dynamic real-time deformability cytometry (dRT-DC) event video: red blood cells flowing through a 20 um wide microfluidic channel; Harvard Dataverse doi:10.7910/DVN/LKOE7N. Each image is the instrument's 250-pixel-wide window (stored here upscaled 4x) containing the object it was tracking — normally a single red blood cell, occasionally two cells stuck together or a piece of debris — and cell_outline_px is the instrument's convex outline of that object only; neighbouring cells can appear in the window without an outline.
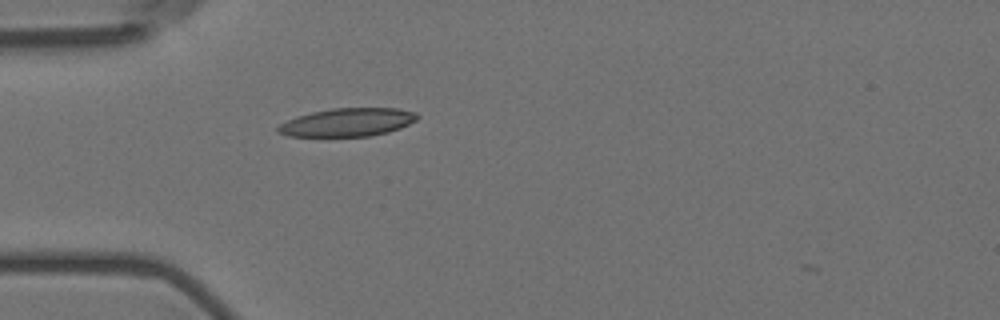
{"species": "Egyptian fruit bat (a non-hibernating species)", "species_latin": "Rousettus aegyptiacus", "temperature_condition": "room temperature", "stored_images_in_passage": 43, "camera_frame_rate_fps": 3000, "um_per_image_px": 0.085, "animal": {"sex": "female"}, "frame": {"image": 1, "passage_image": 3, "time_ms": 0.667, "image_size_px": [1000, 320], "cell_outline_px": [[420, 116], [416, 120], [400, 128], [388, 132], [368, 136], [288, 136], [276, 132], [276, 128], [280, 124], [296, 116], [312, 112], [332, 108], [396, 108], [416, 112]], "centroid_in_image_um": [29.53, 10.39], "position_along_channel_um": 55.5, "area_um2": 22.89}}
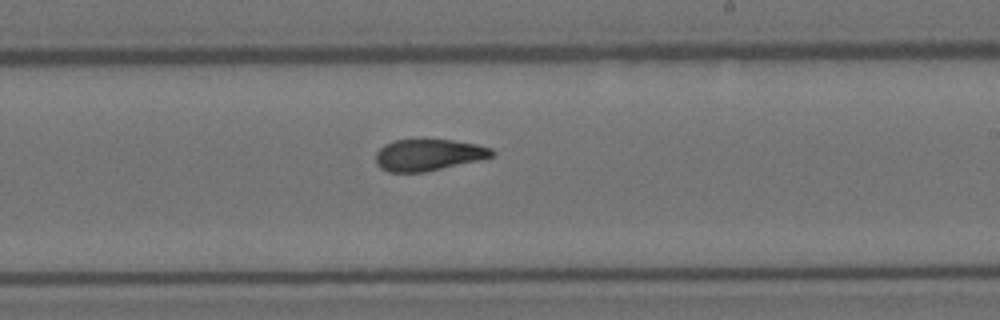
{"frame": {"image": 2, "passage_image": 20, "time_ms": 6.333, "image_size_px": [1000, 320], "cell_outline_px": [[496, 152], [492, 156], [476, 160], [424, 172], [388, 172], [380, 168], [376, 164], [376, 152], [384, 144], [392, 140], [452, 140], [476, 144], [492, 148]], "centroid_in_image_um": [36.36, 13.16], "position_along_channel_um": 252.6, "area_um2": 21.15}}
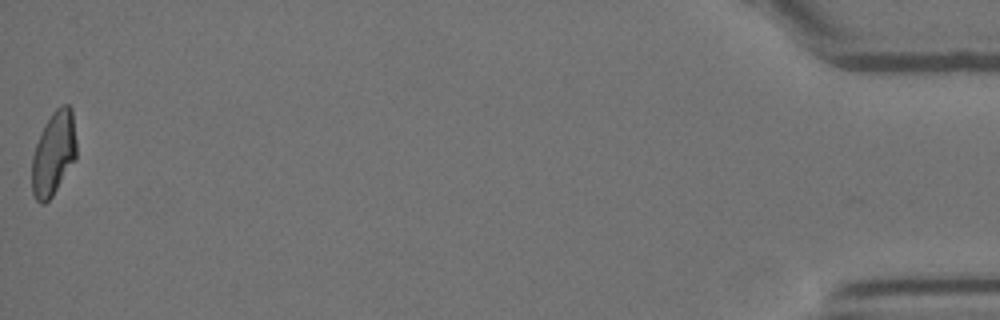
{"frame": {"image": 3, "passage_image": 43, "time_ms": 14.0, "image_size_px": [1000, 320], "cell_outline_px": [[76, 160], [52, 196], [44, 204], [40, 204], [36, 200], [32, 192], [32, 156], [36, 144], [44, 124], [52, 112], [60, 104], [68, 104], [72, 108], [76, 140]], "centroid_in_image_um": [4.56, 13.03], "position_along_channel_um": 430.6, "area_um2": 22.02}, "authors_computed_cell_mechanics": {"area_um2": 22.0796, "velocity_mm_per_s": 3.5823, "shape_relaxation_time_tau1_ms": null, "shape_relaxation_time_tau2_ms": 3.7637, "deformation_change_tau1": null, "deformation_change_tau2": 0.1006}}